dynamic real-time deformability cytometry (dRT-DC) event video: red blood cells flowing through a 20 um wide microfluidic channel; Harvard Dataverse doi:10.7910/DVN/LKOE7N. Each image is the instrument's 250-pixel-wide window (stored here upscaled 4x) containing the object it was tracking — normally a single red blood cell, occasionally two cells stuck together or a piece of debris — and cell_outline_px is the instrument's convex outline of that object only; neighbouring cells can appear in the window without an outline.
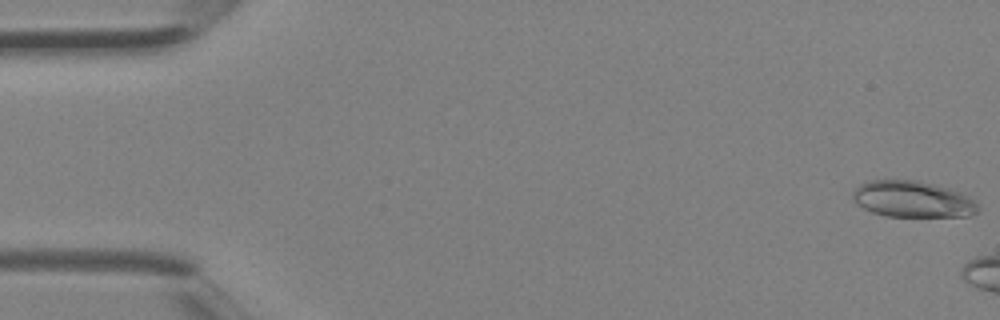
{"species": "Egyptian fruit bat (a non-hibernating species)", "species_latin": "Rousettus aegyptiacus", "temperature_condition": "room temperature", "stored_images_in_passage": 4, "camera_frame_rate_fps": 3000, "um_per_image_px": 0.085, "animal": {"sex": "female"}, "frame": {"image": 1, "passage_image": 1, "time_ms": 0.0, "image_size_px": [1000, 320], "cell_outline_px": [[980, 208], [976, 212], [968, 216], [884, 216], [872, 212], [856, 204], [852, 200], [852, 192], [860, 184], [868, 180], [916, 180], [948, 188], [960, 192], [976, 200]], "centroid_in_image_um": [77.56, 16.93], "position_along_channel_um": 7.4, "area_um2": 26.59}}